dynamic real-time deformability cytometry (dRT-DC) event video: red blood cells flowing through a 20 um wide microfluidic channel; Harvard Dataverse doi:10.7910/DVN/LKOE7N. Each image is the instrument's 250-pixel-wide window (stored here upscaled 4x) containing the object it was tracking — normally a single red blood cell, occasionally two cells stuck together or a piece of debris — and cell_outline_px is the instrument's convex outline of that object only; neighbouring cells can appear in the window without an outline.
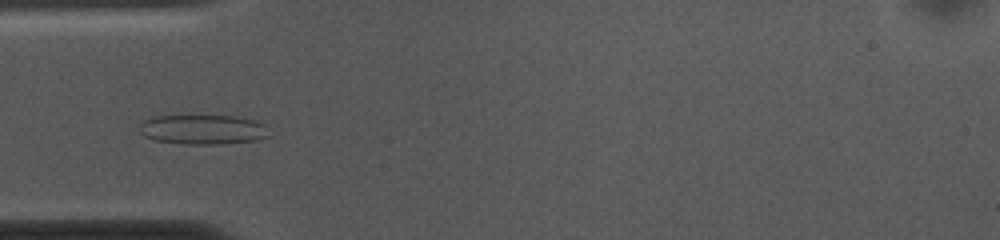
{"species": "common noctule bat (a hibernating species)", "species_latin": "Nyctalus noctula", "temperature_condition": "cold", "stored_images_in_passage": 53, "camera_frame_rate_fps": 3000, "um_per_image_px": 0.085, "animal": {"sex": "female", "body_mass_g": 10.0, "forearm_length_mm": 53.1}, "frame": {"image": 1, "passage_image": 15, "time_ms": 4.667, "image_size_px": [1000, 240], "cell_outline_px": [[268, 136], [256, 140], [220, 144], [184, 144], [156, 140], [144, 136], [140, 132], [140, 124], [144, 120], [152, 116], [236, 116], [252, 120], [264, 124]], "centroid_in_image_um": [17.2, 11.01], "position_along_channel_um": 67.8, "area_um2": 22.2}}
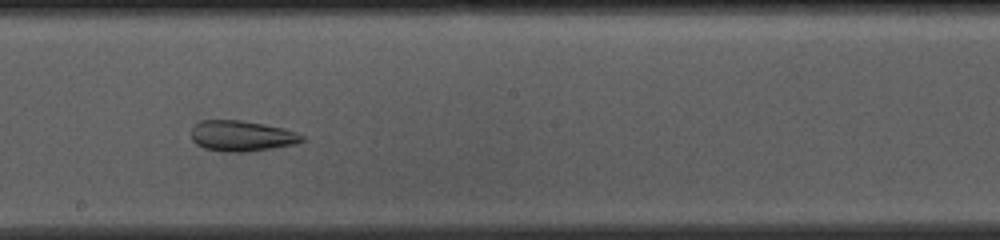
{"frame": {"image": 2, "passage_image": 28, "time_ms": 9.0, "image_size_px": [1000, 240], "cell_outline_px": [[304, 140], [296, 144], [244, 152], [228, 152], [204, 148], [196, 144], [192, 140], [192, 124], [200, 120], [240, 120], [264, 124], [284, 128], [296, 132], [304, 136]], "centroid_in_image_um": [20.52, 11.54], "position_along_channel_um": 227.7, "area_um2": 19.83}}
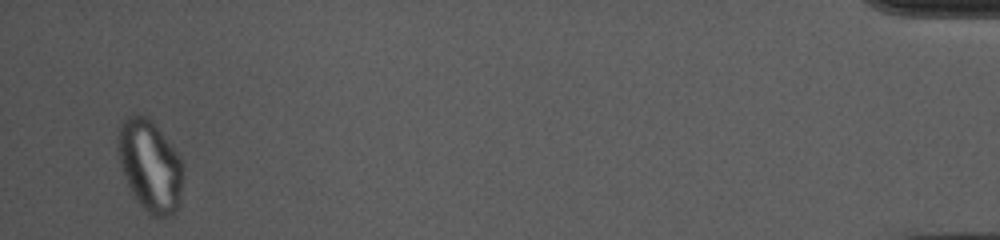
{"frame": {"image": 3, "passage_image": 51, "time_ms": 16.667, "image_size_px": [1000, 240], "cell_outline_px": [[184, 168], [180, 192], [176, 212], [172, 216], [156, 220], [140, 204], [132, 192], [124, 176], [120, 164], [116, 144], [120, 120], [128, 116], [140, 112], [148, 116], [152, 120], [180, 156], [184, 164]], "centroid_in_image_um": [12.74, 14.05], "position_along_channel_um": 422.5, "area_um2": 35.32}, "authors_computed_cell_mechanics": {"area_um2": 26.4724, "velocity_mm_per_s": 3.6809, "shape_relaxation_time_tau1_ms": null, "shape_relaxation_time_tau2_ms": 1.9792, "deformation_change_tau1": null, "deformation_change_tau2": 0.088}}